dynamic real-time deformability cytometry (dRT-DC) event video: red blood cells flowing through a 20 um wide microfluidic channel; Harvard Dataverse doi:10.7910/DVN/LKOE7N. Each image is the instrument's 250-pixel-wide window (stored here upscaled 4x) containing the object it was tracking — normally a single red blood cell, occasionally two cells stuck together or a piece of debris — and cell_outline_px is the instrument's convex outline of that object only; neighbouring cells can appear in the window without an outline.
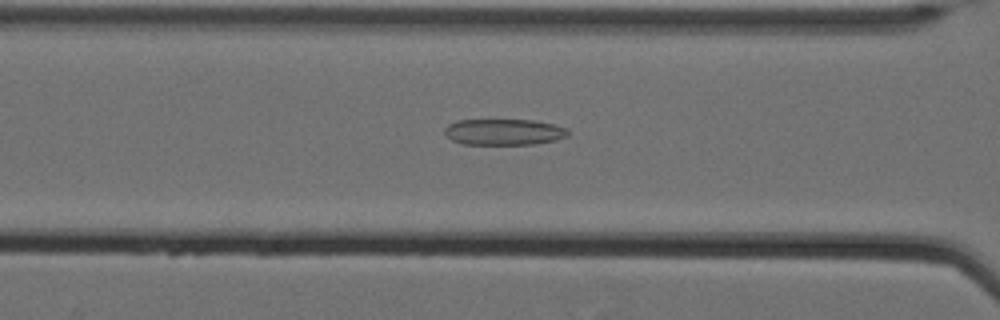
{"species": "Egyptian fruit bat (a non-hibernating species)", "species_latin": "Rousettus aegyptiacus", "temperature_condition": "cold", "stored_images_in_passage": 63, "camera_frame_rate_fps": 3000, "um_per_image_px": 0.085, "animal": {"sex": "female"}, "frame": {"image": 1, "passage_image": 30, "time_ms": 9.667, "image_size_px": [1000, 320], "cell_outline_px": [[568, 136], [556, 140], [536, 144], [464, 144], [452, 140], [444, 132], [444, 128], [448, 124], [456, 120], [536, 120], [556, 124], [564, 128], [568, 132]], "centroid_in_image_um": [42.84, 11.21], "position_along_channel_um": 123.8, "area_um2": 18.84}}
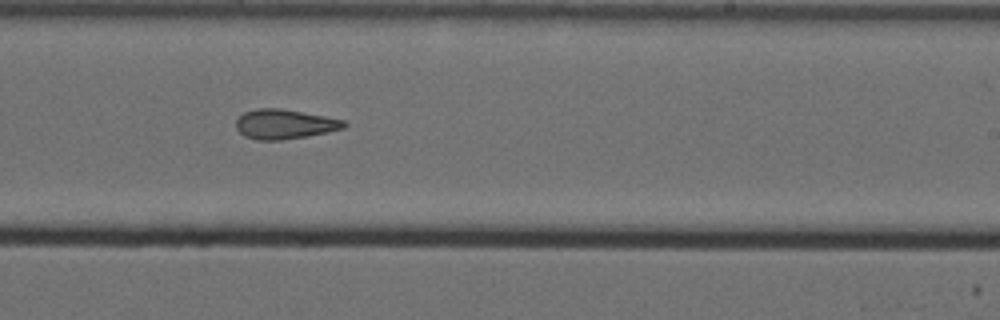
{"frame": {"image": 2, "passage_image": 42, "time_ms": 13.667, "image_size_px": [1000, 320], "cell_outline_px": [[348, 124], [344, 128], [328, 132], [308, 136], [280, 140], [256, 140], [244, 136], [236, 128], [236, 120], [244, 112], [256, 108], [280, 108], [324, 116], [344, 120]], "centroid_in_image_um": [24.18, 10.55], "position_along_channel_um": 264.8, "area_um2": 18.67}}
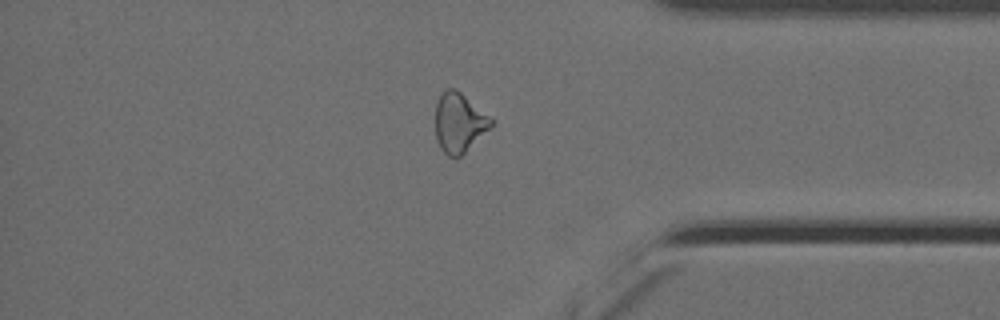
{"frame": {"image": 3, "passage_image": 54, "time_ms": 17.667, "image_size_px": [1000, 320], "cell_outline_px": [[496, 120], [460, 156], [448, 156], [440, 148], [436, 140], [436, 104], [440, 96], [448, 88], [456, 88]], "centroid_in_image_um": [39.02, 10.39], "position_along_channel_um": 396.2, "area_um2": 19.02}, "authors_computed_cell_mechanics": {"area_um2": 21.0392, "velocity_mm_per_s": 3.5085, "shape_relaxation_time_tau1_ms": null, "shape_relaxation_time_tau2_ms": 6.1253, "deformation_change_tau1": null, "deformation_change_tau2": 0.1532}}